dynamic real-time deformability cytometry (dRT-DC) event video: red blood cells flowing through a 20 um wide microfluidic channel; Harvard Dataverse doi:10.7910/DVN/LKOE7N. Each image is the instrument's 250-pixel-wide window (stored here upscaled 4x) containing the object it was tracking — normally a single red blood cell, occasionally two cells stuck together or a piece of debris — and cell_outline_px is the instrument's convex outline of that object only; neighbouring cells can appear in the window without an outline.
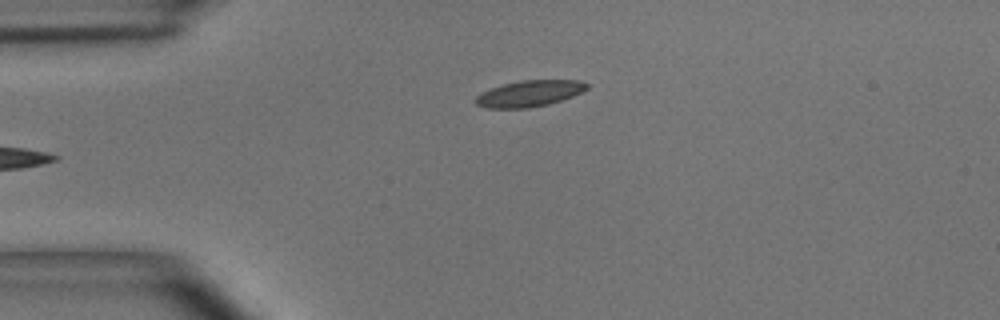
{"species": "common noctule bat (a hibernating species)", "species_latin": "Nyctalus noctula", "temperature_condition": "room temperature", "stored_images_in_passage": 5, "camera_frame_rate_fps": 3000, "um_per_image_px": 0.085, "animal": {"sex": "male", "body_mass_g": 15.6}, "frame": {"image": 1, "passage_image": 5, "time_ms": 1.333, "image_size_px": [1000, 320], "cell_outline_px": [[588, 88], [572, 96], [548, 104], [528, 108], [484, 108], [476, 104], [472, 100], [476, 96], [492, 88], [504, 84], [520, 80], [580, 80], [588, 84]], "centroid_in_image_um": [44.97, 7.95], "position_along_channel_um": 40.0, "area_um2": 16.88}}